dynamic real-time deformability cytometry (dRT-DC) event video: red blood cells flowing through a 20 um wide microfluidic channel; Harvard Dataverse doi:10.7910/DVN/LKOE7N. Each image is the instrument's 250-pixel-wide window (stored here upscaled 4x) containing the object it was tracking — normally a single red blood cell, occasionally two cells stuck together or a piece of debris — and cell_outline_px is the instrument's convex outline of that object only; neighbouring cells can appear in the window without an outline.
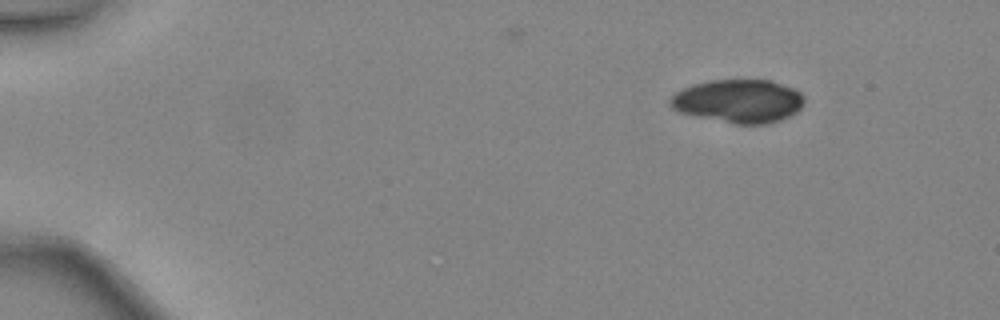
{"species": "common noctule bat (a hibernating species)", "species_latin": "Nyctalus noctula", "temperature_condition": "warm", "stored_images_in_passage": 5, "camera_frame_rate_fps": 3000, "um_per_image_px": 0.085, "animal": {"sex": "female", "body_mass_g": 24.6, "forearm_length_mm": 56.2}, "frame": {"image": 1, "passage_image": 1, "time_ms": 0.0, "image_size_px": [1000, 320], "cell_outline_px": [[804, 104], [796, 112], [780, 120], [768, 124], [736, 124], [696, 116], [680, 112], [672, 108], [668, 104], [668, 100], [676, 92], [684, 88], [696, 84], [712, 80], [772, 80], [792, 88], [800, 92], [804, 96]], "centroid_in_image_um": [62.78, 8.6], "position_along_channel_um": 22.2, "area_um2": 33.76}}